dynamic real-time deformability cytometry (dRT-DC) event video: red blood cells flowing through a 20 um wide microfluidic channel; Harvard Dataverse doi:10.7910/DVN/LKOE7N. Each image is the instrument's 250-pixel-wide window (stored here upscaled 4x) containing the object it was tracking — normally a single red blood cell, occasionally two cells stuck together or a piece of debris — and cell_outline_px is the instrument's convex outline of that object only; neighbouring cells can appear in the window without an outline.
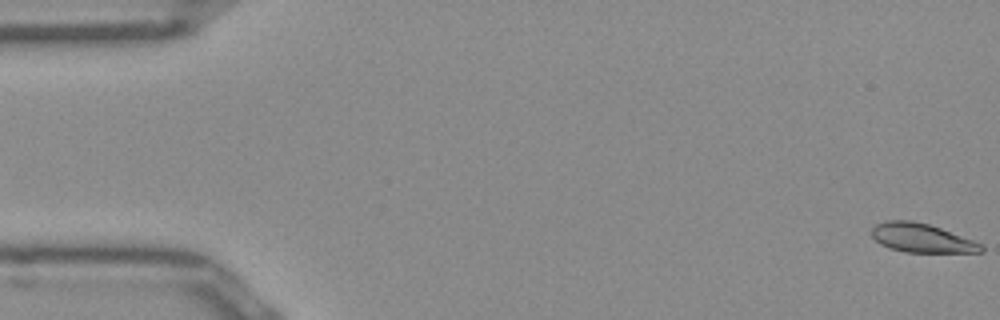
{"species": "Egyptian fruit bat (a non-hibernating species)", "species_latin": "Rousettus aegyptiacus", "temperature_condition": "room temperature", "stored_images_in_passage": 51, "camera_frame_rate_fps": 3000, "um_per_image_px": 0.085, "frame": {"image": 1, "passage_image": 1, "time_ms": 0.0, "image_size_px": [1000, 320], "cell_outline_px": [[984, 252], [904, 252], [880, 244], [872, 236], [872, 228], [876, 224], [884, 220], [912, 220], [928, 224], [940, 228], [972, 240], [980, 244], [984, 248]], "centroid_in_image_um": [78.31, 20.22], "position_along_channel_um": 6.7, "area_um2": 18.21}}
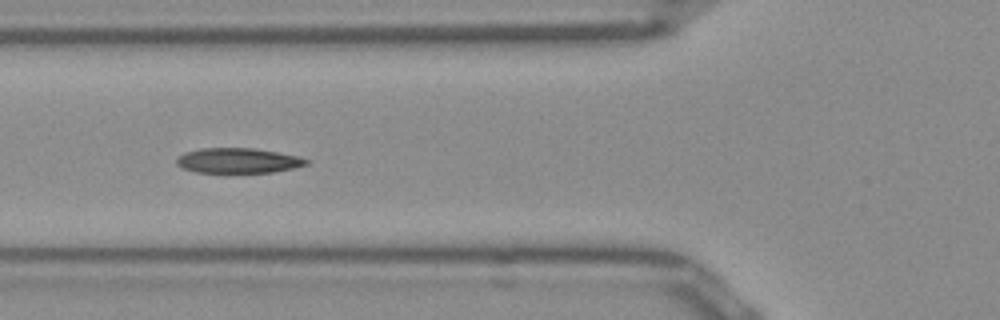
{"frame": {"image": 2, "passage_image": 19, "time_ms": 6.0, "image_size_px": [1000, 320], "cell_outline_px": [[308, 164], [292, 168], [272, 172], [196, 172], [184, 168], [176, 164], [176, 160], [184, 152], [200, 148], [256, 148], [296, 156], [308, 160]], "centroid_in_image_um": [20.2, 13.64], "position_along_channel_um": 105.6, "area_um2": 18.67}}
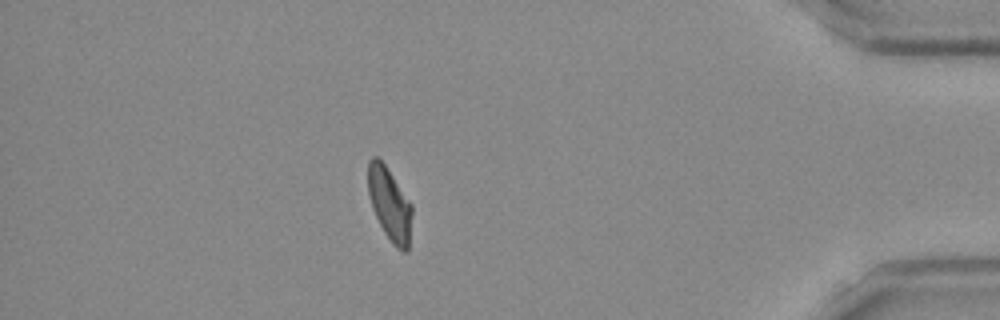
{"frame": {"image": 3, "passage_image": 45, "time_ms": 14.667, "image_size_px": [1000, 320], "cell_outline_px": [[412, 212], [408, 252], [404, 252], [396, 248], [392, 244], [384, 232], [372, 208], [368, 192], [368, 160], [372, 156], [376, 156], [384, 164], [412, 204]], "centroid_in_image_um": [33.12, 17.37], "position_along_channel_um": 402.1, "area_um2": 18.61}, "authors_computed_cell_mechanics": {"area_um2": 19.0162, "velocity_mm_per_s": 3.9653, "shape_relaxation_time_tau1_ms": 6.1644, "shape_relaxation_time_tau2_ms": 1.9837, "deformation_change_tau1": 0.1851, "deformation_change_tau2": 0.0783}}